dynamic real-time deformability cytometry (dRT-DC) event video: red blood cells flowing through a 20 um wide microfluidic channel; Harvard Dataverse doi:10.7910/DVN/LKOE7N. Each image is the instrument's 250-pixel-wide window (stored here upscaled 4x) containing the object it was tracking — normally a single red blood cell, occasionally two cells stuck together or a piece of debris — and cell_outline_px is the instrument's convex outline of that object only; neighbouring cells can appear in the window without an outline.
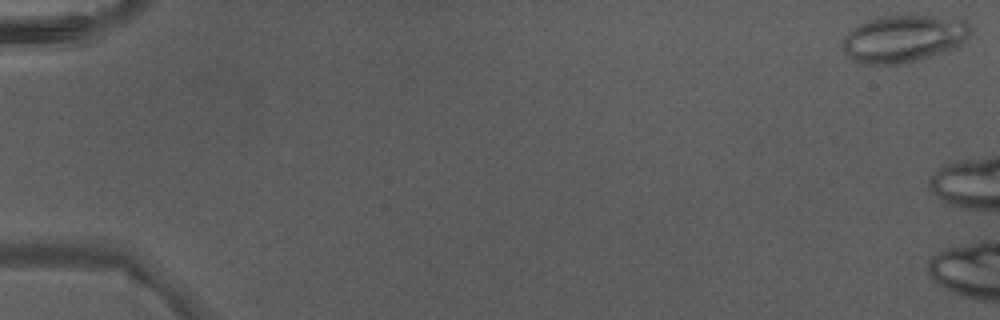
{"species": "Egyptian fruit bat (a non-hibernating species)", "species_latin": "Rousettus aegyptiacus", "temperature_condition": "warm", "stored_images_in_passage": 4, "camera_frame_rate_fps": 3000, "um_per_image_px": 0.085, "animal": {"sex": "male"}, "frame": {"image": 1, "passage_image": 1, "time_ms": 0.0, "image_size_px": [1000, 320], "cell_outline_px": [[972, 32], [968, 40], [956, 48], [908, 64], [860, 64], [848, 56], [844, 52], [840, 44], [844, 36], [852, 28], [876, 16], [904, 12], [968, 20], [972, 28]], "centroid_in_image_um": [76.85, 3.24], "position_along_channel_um": 8.2, "area_um2": 36.88}}